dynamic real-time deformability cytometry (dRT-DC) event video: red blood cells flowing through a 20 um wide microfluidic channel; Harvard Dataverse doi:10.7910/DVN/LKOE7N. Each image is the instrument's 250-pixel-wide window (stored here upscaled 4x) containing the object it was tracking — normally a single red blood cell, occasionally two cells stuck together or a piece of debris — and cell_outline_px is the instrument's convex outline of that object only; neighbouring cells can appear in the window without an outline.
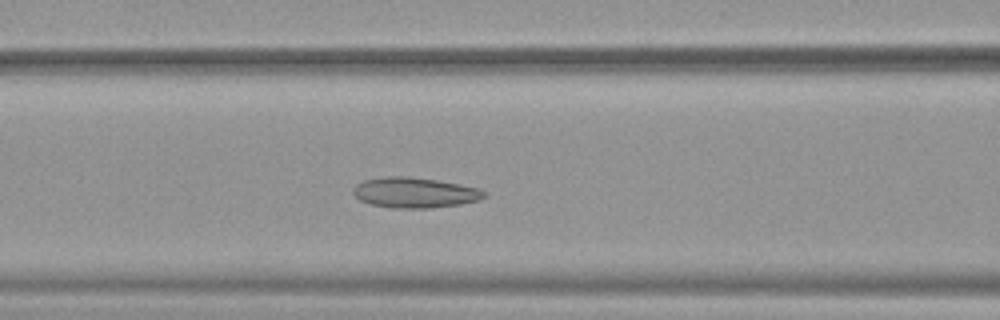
{"species": "common noctule bat (a hibernating species)", "species_latin": "Nyctalus noctula", "temperature_condition": "warm", "stored_images_in_passage": 48, "camera_frame_rate_fps": 3000, "um_per_image_px": 0.085, "animal": {"sex": "female", "body_mass_g": 19.9}, "frame": {"image": 1, "passage_image": 18, "time_ms": 5.667, "image_size_px": [1000, 320], "cell_outline_px": [[488, 196], [480, 200], [460, 204], [428, 208], [396, 208], [372, 204], [360, 200], [352, 192], [352, 188], [356, 184], [364, 180], [384, 176], [412, 176], [436, 180], [476, 188], [488, 192]], "centroid_in_image_um": [35.25, 16.36], "position_along_channel_um": 131.4, "area_um2": 23.18}}
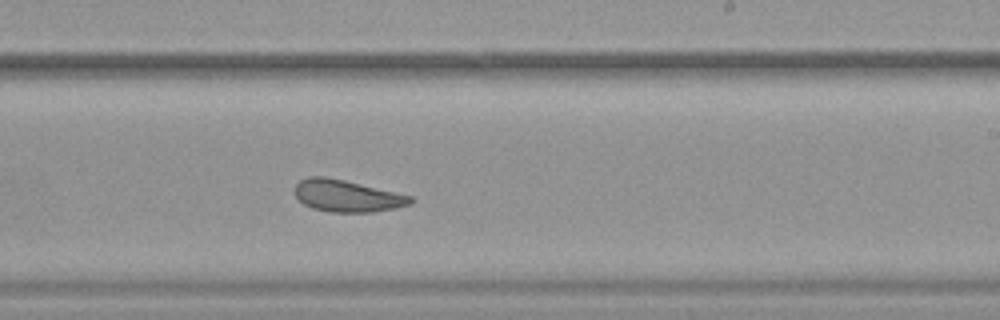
{"frame": {"image": 2, "passage_image": 28, "time_ms": 9.0, "image_size_px": [1000, 320], "cell_outline_px": [[416, 200], [412, 204], [396, 208], [372, 212], [328, 212], [312, 208], [304, 204], [296, 196], [296, 184], [300, 180], [308, 176], [324, 176], [344, 180], [412, 196]], "centroid_in_image_um": [29.52, 16.66], "position_along_channel_um": 259.5, "area_um2": 21.5}}
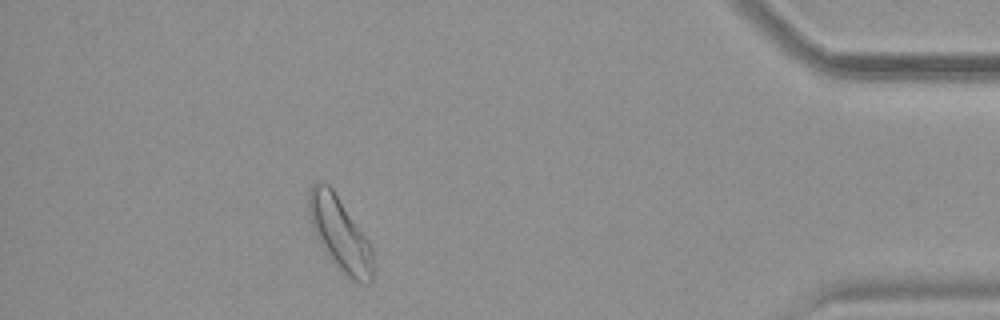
{"frame": {"image": 3, "passage_image": 43, "time_ms": 14.0, "image_size_px": [1000, 320], "cell_outline_px": [[372, 280], [368, 284], [360, 284], [348, 280], [336, 268], [328, 256], [316, 236], [308, 212], [308, 192], [312, 184], [316, 180], [324, 180], [332, 188], [368, 240], [372, 248]], "centroid_in_image_um": [28.87, 19.89], "position_along_channel_um": 406.3, "area_um2": 27.74}, "authors_computed_cell_mechanics": {"area_um2": 24.3627, "velocity_mm_per_s": 3.8625, "shape_relaxation_time_tau1_ms": 11.2496, "shape_relaxation_time_tau2_ms": 2.9635, "deformation_change_tau1": 0.1389, "deformation_change_tau2": 0.1117}}